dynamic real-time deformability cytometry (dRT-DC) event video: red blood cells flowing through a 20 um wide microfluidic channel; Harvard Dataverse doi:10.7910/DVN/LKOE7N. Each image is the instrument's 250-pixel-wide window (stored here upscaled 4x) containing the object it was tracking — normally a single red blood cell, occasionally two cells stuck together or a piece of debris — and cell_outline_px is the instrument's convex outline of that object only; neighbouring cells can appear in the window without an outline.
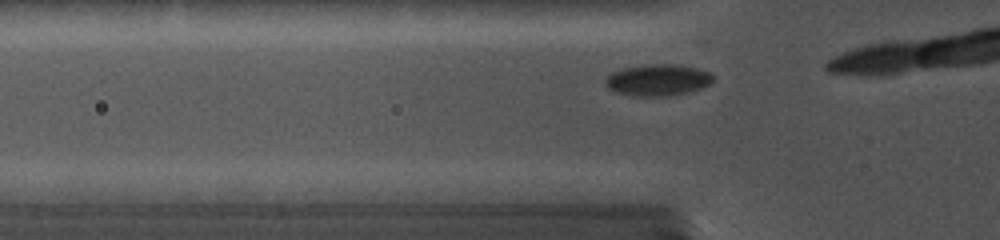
{"species": "common noctule bat (a hibernating species)", "species_latin": "Nyctalus noctula", "temperature_condition": "cold", "stored_images_in_passage": 8, "camera_frame_rate_fps": 5000, "um_per_image_px": 0.085, "animal": {"sex": "female", "body_mass_g": 19.0, "forearm_length_mm": 56.7}, "frame": {"image": 1, "passage_image": 3, "time_ms": 0.6, "image_size_px": [1000, 240], "cell_outline_px": [[712, 80], [708, 84], [700, 88], [688, 92], [664, 96], [636, 96], [616, 92], [608, 88], [604, 84], [604, 80], [612, 72], [620, 68], [648, 64], [676, 64], [696, 68], [708, 72], [712, 76]], "centroid_in_image_um": [55.85, 6.79], "position_along_channel_um": 70.0, "area_um2": 19.65}}